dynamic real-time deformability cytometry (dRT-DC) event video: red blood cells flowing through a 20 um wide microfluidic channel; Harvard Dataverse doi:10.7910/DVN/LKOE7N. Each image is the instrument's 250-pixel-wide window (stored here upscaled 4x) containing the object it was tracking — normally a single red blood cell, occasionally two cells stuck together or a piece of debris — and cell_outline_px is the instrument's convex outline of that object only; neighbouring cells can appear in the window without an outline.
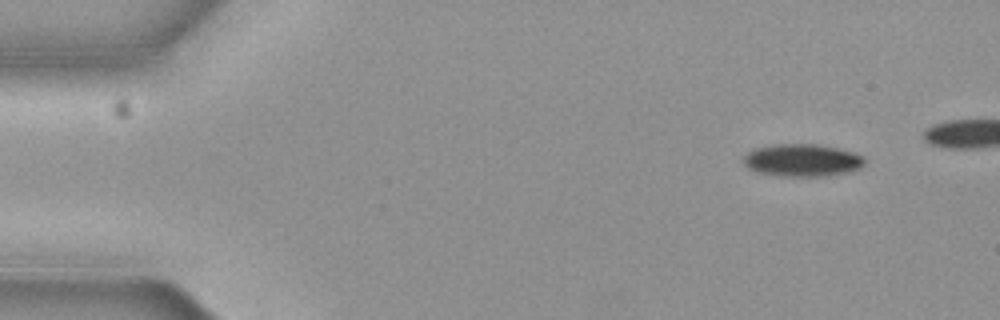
{"species": "common noctule bat (a hibernating species)", "species_latin": "Nyctalus noctula", "temperature_condition": "cold", "stored_images_in_passage": 6, "camera_frame_rate_fps": 3000, "um_per_image_px": 0.085, "animal": {"sex": "female", "body_mass_g": 19.3, "forearm_length_mm": 54.1}, "frame": {"image": 1, "passage_image": 1, "time_ms": 0.0, "image_size_px": [1000, 320], "cell_outline_px": [[864, 164], [860, 168], [848, 172], [828, 176], [780, 176], [756, 172], [748, 168], [744, 164], [744, 156], [748, 152], [756, 148], [776, 144], [816, 144], [836, 148], [852, 152], [860, 156], [864, 160]], "centroid_in_image_um": [68.16, 13.63], "position_along_channel_um": 16.8, "area_um2": 22.77}}
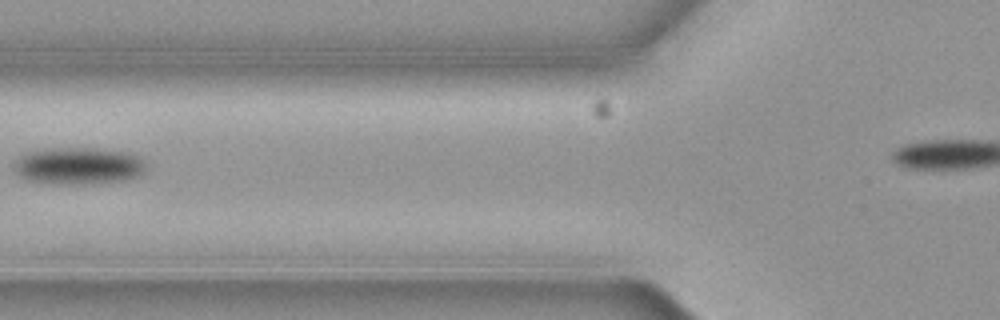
{"frame": {"image": 2, "passage_image": 5, "time_ms": 1.333, "image_size_px": [1000, 320], "cell_outline_px": [[148, 164], [144, 172], [140, 176], [124, 180], [92, 184], [52, 184], [28, 180], [20, 176], [16, 172], [12, 164], [20, 152], [48, 148], [96, 148], [128, 152], [144, 160]], "centroid_in_image_um": [6.64, 14.09], "position_along_channel_um": 119.2, "area_um2": 29.25}}
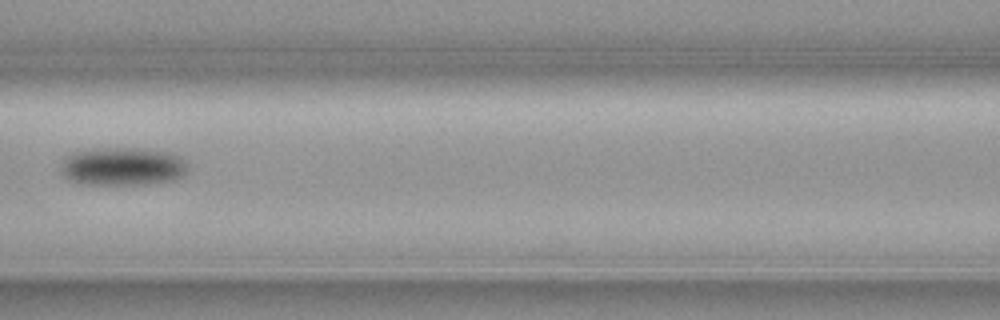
{"frame": {"image": 3, "passage_image": 6, "time_ms": 1.667, "image_size_px": [1000, 320], "cell_outline_px": [[188, 172], [172, 180], [148, 184], [80, 184], [64, 176], [60, 168], [64, 156], [72, 152], [96, 148], [144, 148], [172, 152], [180, 156], [188, 164]], "centroid_in_image_um": [10.43, 14.13], "position_along_channel_um": 156.2, "area_um2": 28.67}}